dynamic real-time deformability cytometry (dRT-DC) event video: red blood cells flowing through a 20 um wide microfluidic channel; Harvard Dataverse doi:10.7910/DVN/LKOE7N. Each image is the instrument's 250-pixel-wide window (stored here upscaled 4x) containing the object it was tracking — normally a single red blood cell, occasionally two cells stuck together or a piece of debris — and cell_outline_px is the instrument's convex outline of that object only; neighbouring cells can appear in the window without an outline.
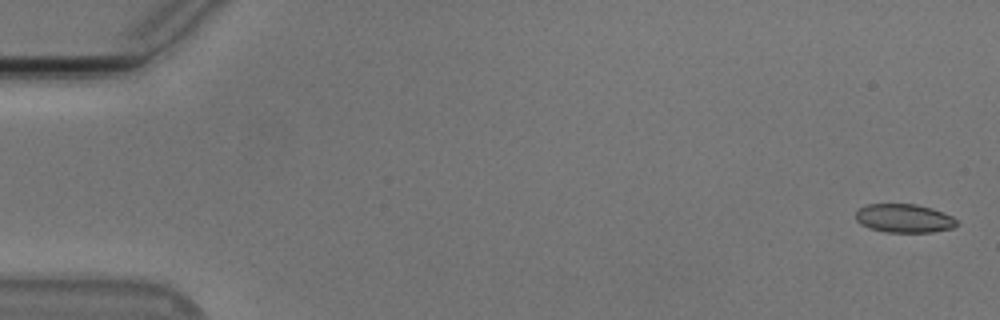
{"species": "Egyptian fruit bat (a non-hibernating species)", "species_latin": "Rousettus aegyptiacus", "temperature_condition": "cold", "stored_images_in_passage": 54, "camera_frame_rate_fps": 3000, "um_per_image_px": 0.085, "animal": {"sex": "male"}, "frame": {"image": 1, "passage_image": 1, "time_ms": 0.0, "image_size_px": [1000, 320], "cell_outline_px": [[960, 224], [952, 228], [932, 232], [884, 232], [868, 228], [860, 224], [856, 220], [856, 212], [860, 208], [868, 204], [916, 204], [932, 208], [952, 216]], "centroid_in_image_um": [76.85, 18.56], "position_along_channel_um": 8.2, "area_um2": 16.94}}
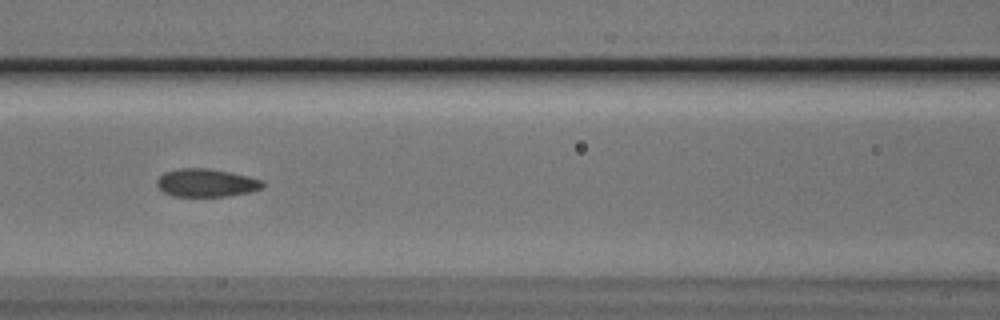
{"frame": {"image": 2, "passage_image": 24, "time_ms": 7.667, "image_size_px": [1000, 320], "cell_outline_px": [[264, 188], [252, 192], [228, 196], [172, 196], [164, 192], [156, 184], [156, 180], [164, 172], [176, 168], [208, 168], [248, 176], [264, 180]], "centroid_in_image_um": [17.56, 15.54], "position_along_channel_um": 149.0, "area_um2": 17.46}}
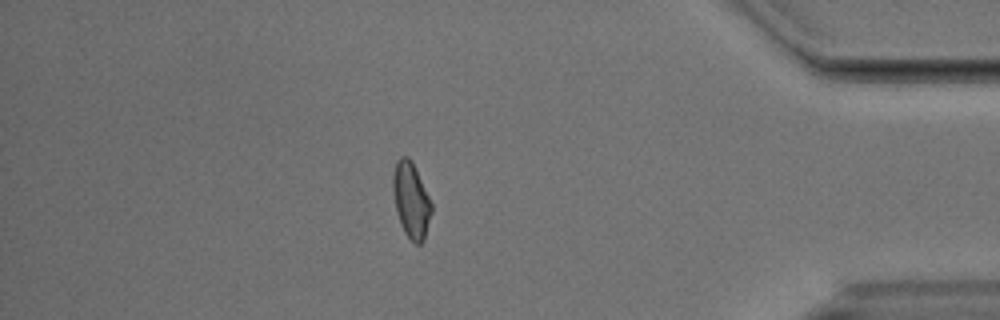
{"frame": {"image": 3, "passage_image": 47, "time_ms": 15.333, "image_size_px": [1000, 320], "cell_outline_px": [[432, 212], [424, 240], [420, 244], [416, 244], [404, 232], [400, 224], [396, 212], [392, 188], [392, 176], [396, 160], [400, 156], [408, 156], [412, 160], [432, 204]], "centroid_in_image_um": [34.93, 16.99], "position_along_channel_um": 400.3, "area_um2": 17.11}, "authors_computed_cell_mechanics": {"area_um2": 17.2533, "velocity_mm_per_s": 3.7628, "shape_relaxation_time_tau1_ms": 4.2667, "shape_relaxation_time_tau2_ms": 1.4135, "deformation_change_tau1": 0.1309, "deformation_change_tau2": 0.0727}}